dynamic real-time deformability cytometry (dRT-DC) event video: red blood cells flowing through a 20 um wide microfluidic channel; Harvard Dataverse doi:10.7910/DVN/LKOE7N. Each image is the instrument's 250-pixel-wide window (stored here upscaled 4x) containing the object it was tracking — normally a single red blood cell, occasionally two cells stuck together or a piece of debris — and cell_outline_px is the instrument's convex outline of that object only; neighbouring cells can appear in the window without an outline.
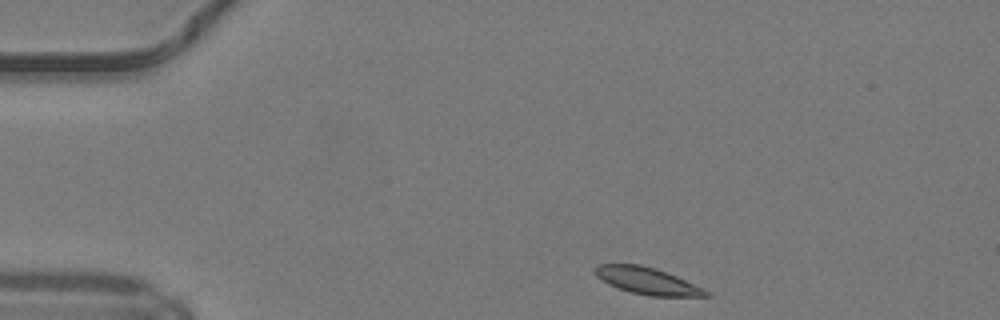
{"species": "common noctule bat (a hibernating species)", "species_latin": "Nyctalus noctula", "temperature_condition": "warm", "stored_images_in_passage": 41, "camera_frame_rate_fps": 3000, "um_per_image_px": 0.085, "animal": {"sex": "male", "body_mass_g": 19.2, "forearm_length_mm": 51.8}, "frame": {"image": 1, "passage_image": 1, "time_ms": 0.0, "image_size_px": [1000, 320], "cell_outline_px": [[712, 296], [648, 296], [632, 292], [608, 284], [596, 276], [592, 268], [596, 264], [640, 264], [656, 268], [676, 276], [704, 288]], "centroid_in_image_um": [54.99, 23.86], "position_along_channel_um": 30.0, "area_um2": 17.34}}
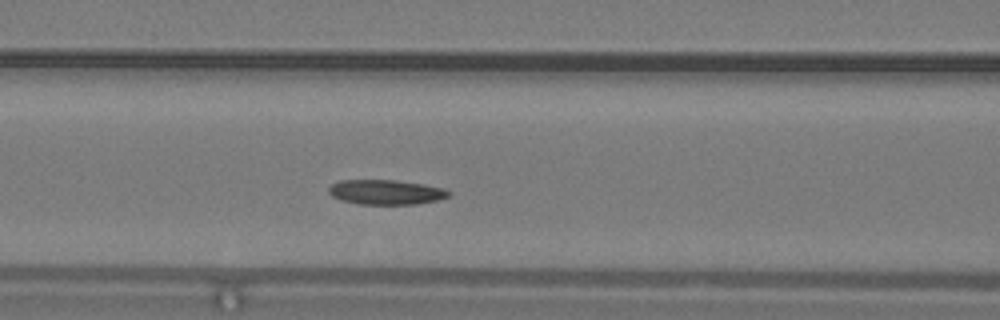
{"frame": {"image": 2, "passage_image": 13, "time_ms": 4.0, "image_size_px": [1000, 320], "cell_outline_px": [[452, 192], [448, 196], [440, 200], [416, 204], [360, 204], [340, 200], [332, 196], [328, 192], [328, 188], [332, 184], [340, 180], [396, 180], [424, 184], [444, 188]], "centroid_in_image_um": [32.82, 16.33], "position_along_channel_um": 133.8, "area_um2": 17.46}}
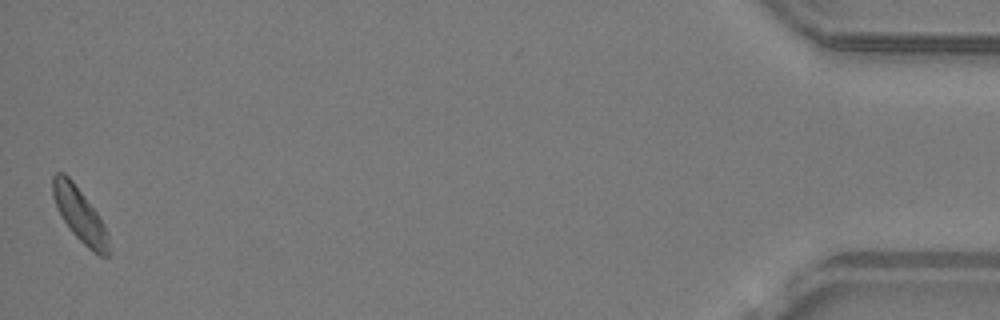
{"frame": {"image": 3, "passage_image": 41, "time_ms": 13.333, "image_size_px": [1000, 320], "cell_outline_px": [[108, 256], [100, 256], [92, 252], [68, 228], [52, 196], [52, 176], [56, 172], [64, 172], [72, 180], [100, 216], [108, 232]], "centroid_in_image_um": [6.78, 18.23], "position_along_channel_um": 428.4, "area_um2": 17.46}, "authors_computed_cell_mechanics": {"area_um2": 17.5134, "velocity_mm_per_s": 4.1703, "shape_relaxation_time_tau1_ms": 3.2835, "shape_relaxation_time_tau2_ms": null, "deformation_change_tau1": 0.0843, "deformation_change_tau2": null}}